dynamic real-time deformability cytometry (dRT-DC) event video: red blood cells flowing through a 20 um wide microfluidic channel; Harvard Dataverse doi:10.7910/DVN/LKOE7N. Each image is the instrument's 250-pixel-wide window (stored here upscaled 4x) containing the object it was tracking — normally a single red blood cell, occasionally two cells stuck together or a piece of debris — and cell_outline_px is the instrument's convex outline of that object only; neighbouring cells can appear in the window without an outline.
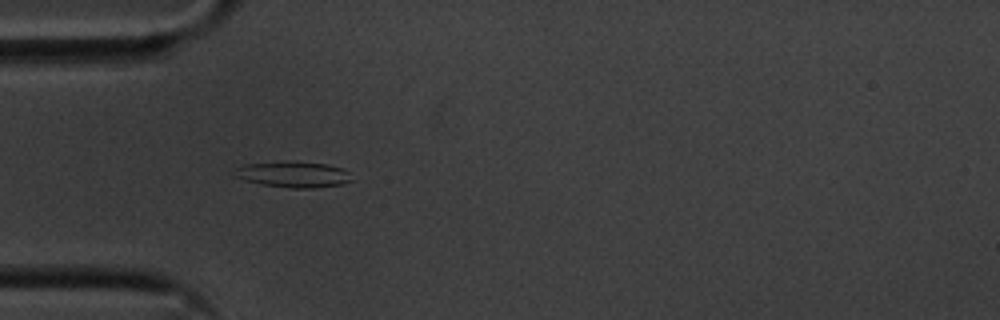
{"species": "common noctule bat (a hibernating species)", "species_latin": "Nyctalus noctula", "temperature_condition": "cold", "stored_images_in_passage": 48, "camera_frame_rate_fps": 3000, "um_per_image_px": 0.085, "animal": {"sex": "male", "body_mass_g": 20.1, "forearm_length_mm": 53.5}, "frame": {"image": 1, "passage_image": 9, "time_ms": 2.667, "image_size_px": [1000, 320], "cell_outline_px": [[352, 180], [340, 184], [312, 188], [288, 188], [264, 184], [244, 180], [232, 176], [236, 168], [244, 164], [284, 160], [296, 160], [324, 164], [344, 168], [348, 172]], "centroid_in_image_um": [24.88, 14.8], "position_along_channel_um": 60.1, "area_um2": 17.98}}
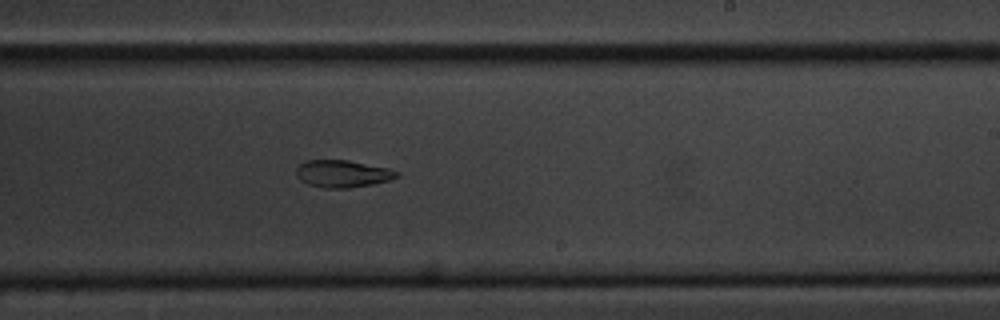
{"frame": {"image": 2, "passage_image": 26, "time_ms": 8.333, "image_size_px": [1000, 320], "cell_outline_px": [[400, 176], [388, 180], [372, 184], [348, 188], [324, 188], [308, 184], [300, 180], [296, 176], [296, 168], [304, 160], [348, 160], [388, 168], [400, 172]], "centroid_in_image_um": [29.1, 14.76], "position_along_channel_um": 259.9, "area_um2": 16.01}}
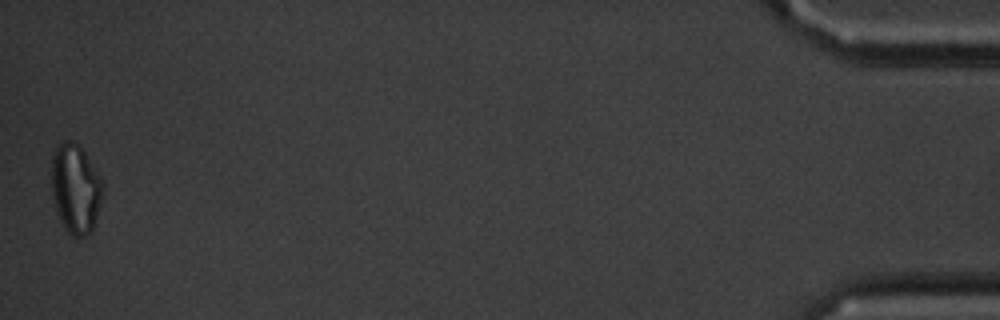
{"frame": {"image": 3, "passage_image": 48, "time_ms": 15.667, "image_size_px": [1000, 320], "cell_outline_px": [[104, 192], [92, 232], [88, 236], [72, 236], [64, 228], [56, 212], [52, 196], [52, 152], [64, 140], [68, 140], [76, 144], [84, 152], [100, 176], [104, 184]], "centroid_in_image_um": [6.43, 16.07], "position_along_channel_um": 428.8, "area_um2": 26.82}, "authors_computed_cell_mechanics": {"area_um2": 17.1377, "velocity_mm_per_s": 3.5643, "shape_relaxation_time_tau1_ms": null, "shape_relaxation_time_tau2_ms": 3.261, "deformation_change_tau1": null, "deformation_change_tau2": 0.089}}